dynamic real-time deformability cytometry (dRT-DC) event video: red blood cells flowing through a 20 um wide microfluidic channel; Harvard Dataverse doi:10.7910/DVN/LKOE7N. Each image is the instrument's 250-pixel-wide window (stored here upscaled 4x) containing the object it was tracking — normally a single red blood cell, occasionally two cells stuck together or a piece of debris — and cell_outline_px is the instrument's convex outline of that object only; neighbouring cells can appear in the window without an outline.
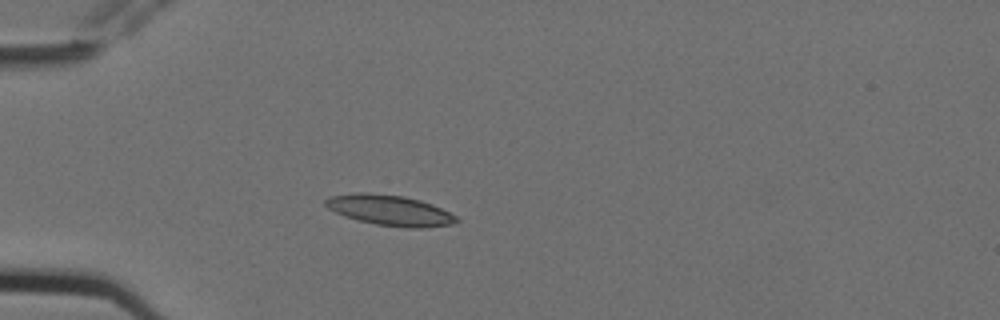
{"species": "Egyptian fruit bat (a non-hibernating species)", "species_latin": "Rousettus aegyptiacus", "temperature_condition": "cold", "stored_images_in_passage": 5, "camera_frame_rate_fps": 3000, "um_per_image_px": 0.085, "animal": {"sex": "female"}, "frame": {"image": 1, "passage_image": 3, "time_ms": 0.667, "image_size_px": [1000, 320], "cell_outline_px": [[460, 220], [452, 224], [420, 228], [408, 228], [376, 224], [356, 220], [344, 216], [328, 208], [324, 204], [324, 200], [328, 196], [356, 192], [368, 192], [404, 196], [420, 200], [432, 204], [456, 216]], "centroid_in_image_um": [33.09, 17.86], "position_along_channel_um": 51.9, "area_um2": 23.35}}